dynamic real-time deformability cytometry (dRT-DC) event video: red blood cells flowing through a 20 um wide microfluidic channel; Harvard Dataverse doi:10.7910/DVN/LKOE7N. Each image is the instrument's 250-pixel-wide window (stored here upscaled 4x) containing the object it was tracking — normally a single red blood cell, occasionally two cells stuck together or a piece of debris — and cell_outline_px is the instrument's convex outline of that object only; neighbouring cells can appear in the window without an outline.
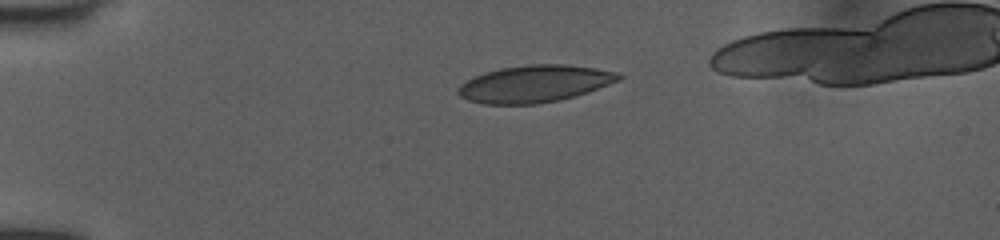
{"species": "human", "species_latin": "Homo sapiens", "temperature_condition": "room temperature", "stored_images_in_passage": 37, "camera_frame_rate_fps": 3000, "um_per_image_px": 0.085, "donor": {"sex": "female"}, "frame": {"image": 1, "passage_image": 1, "time_ms": 0.0, "image_size_px": [1000, 240], "cell_outline_px": [[624, 76], [620, 80], [560, 100], [536, 104], [484, 104], [468, 100], [460, 96], [456, 92], [460, 84], [476, 76], [500, 68], [528, 64], [564, 64], [592, 68], [616, 72]], "centroid_in_image_um": [45.4, 7.12], "position_along_channel_um": 39.6, "area_um2": 34.16}}
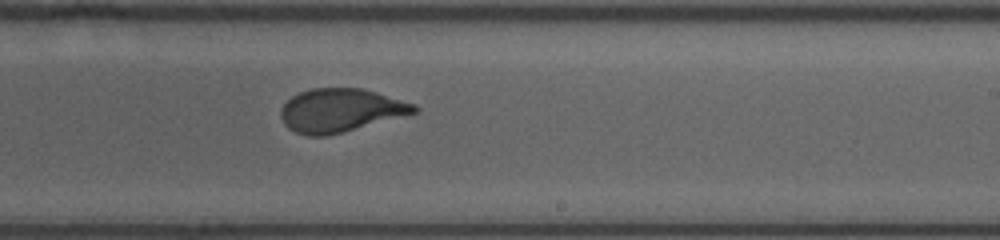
{"frame": {"image": 2, "passage_image": 21, "time_ms": 6.667, "image_size_px": [1000, 240], "cell_outline_px": [[420, 108], [416, 112], [328, 136], [308, 136], [296, 132], [288, 128], [284, 124], [280, 116], [280, 108], [292, 96], [300, 92], [312, 88], [360, 88], [376, 92], [416, 104]], "centroid_in_image_um": [28.91, 9.38], "position_along_channel_um": 260.1, "area_um2": 33.52}}
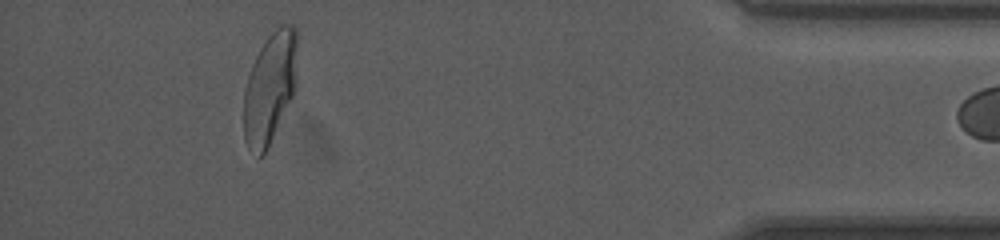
{"frame": {"image": 3, "passage_image": 36, "time_ms": 11.667, "image_size_px": [1000, 240], "cell_outline_px": [[296, 44], [292, 96], [268, 148], [264, 156], [260, 156], [248, 148], [244, 140], [244, 88], [252, 64], [260, 48], [268, 36], [280, 24], [292, 24], [296, 28]], "centroid_in_image_um": [22.89, 7.48], "position_along_channel_um": 412.3, "area_um2": 33.93}}